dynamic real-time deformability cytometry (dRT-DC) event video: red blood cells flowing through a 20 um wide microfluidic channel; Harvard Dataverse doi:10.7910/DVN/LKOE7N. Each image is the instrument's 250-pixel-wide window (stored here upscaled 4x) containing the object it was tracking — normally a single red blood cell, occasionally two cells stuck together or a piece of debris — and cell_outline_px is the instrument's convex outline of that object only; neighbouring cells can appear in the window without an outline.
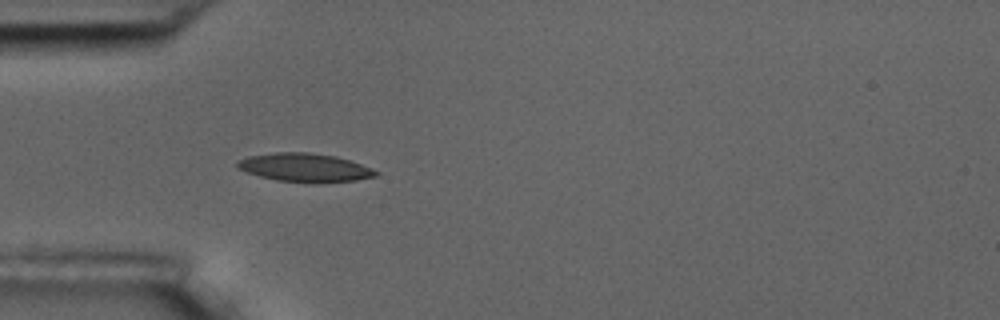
{"species": "common noctule bat (a hibernating species)", "species_latin": "Nyctalus noctula", "temperature_condition": "room temperature", "stored_images_in_passage": 5, "camera_frame_rate_fps": 3000, "um_per_image_px": 0.085, "animal": {"sex": "male", "body_mass_g": 17.5, "forearm_length_mm": 52.3}, "frame": {"image": 1, "passage_image": 5, "time_ms": 4.667, "image_size_px": [1000, 320], "cell_outline_px": [[380, 172], [376, 176], [356, 180], [316, 184], [312, 184], [276, 180], [260, 176], [236, 168], [236, 160], [248, 156], [276, 152], [308, 152], [336, 156], [372, 168]], "centroid_in_image_um": [25.9, 14.25], "position_along_channel_um": 59.1, "area_um2": 23.29}}